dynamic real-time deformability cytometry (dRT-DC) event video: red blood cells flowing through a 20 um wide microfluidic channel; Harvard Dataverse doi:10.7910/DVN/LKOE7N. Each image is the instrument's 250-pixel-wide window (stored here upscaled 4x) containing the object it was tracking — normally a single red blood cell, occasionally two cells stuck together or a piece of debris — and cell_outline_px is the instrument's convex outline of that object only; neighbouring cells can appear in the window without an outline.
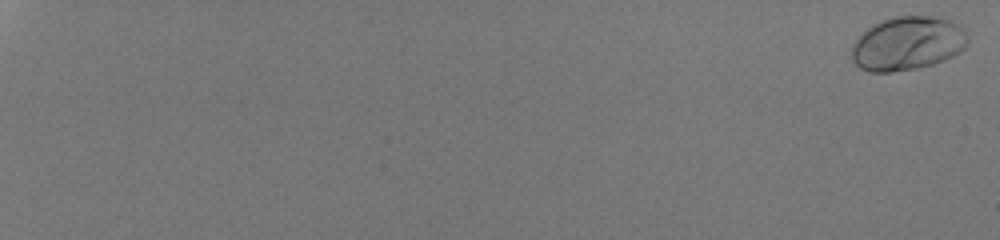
{"species": "human", "species_latin": "Homo sapiens", "temperature_condition": "room temperature", "stored_images_in_passage": 55, "camera_frame_rate_fps": 3000, "um_per_image_px": 0.085, "donor": {"sex": "male"}, "frame": {"image": 1, "passage_image": 1, "time_ms": 0.0, "image_size_px": [1000, 240], "cell_outline_px": [[968, 44], [960, 52], [944, 60], [932, 64], [916, 68], [892, 72], [868, 72], [860, 68], [852, 60], [852, 44], [872, 24], [880, 20], [892, 16], [932, 16], [948, 20], [956, 24], [964, 32], [968, 40]], "centroid_in_image_um": [77.11, 3.7], "position_along_channel_um": 7.9, "area_um2": 36.24}}
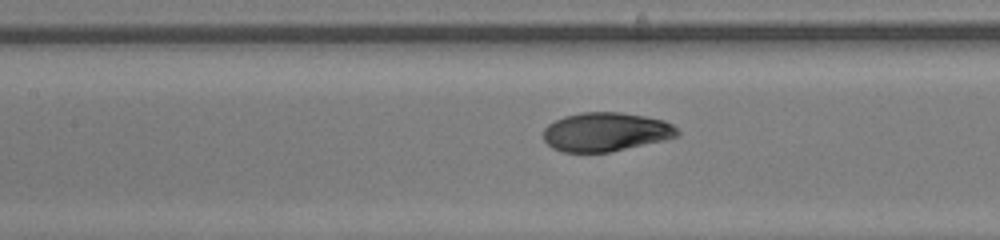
{"frame": {"image": 2, "passage_image": 32, "time_ms": 10.333, "image_size_px": [1000, 240], "cell_outline_px": [[680, 136], [664, 140], [612, 152], [564, 152], [552, 148], [544, 140], [544, 128], [548, 124], [564, 116], [580, 112], [620, 112], [644, 116], [664, 120], [672, 124], [680, 132]], "centroid_in_image_um": [51.51, 11.21], "position_along_channel_um": 155.9, "area_um2": 30.52}}
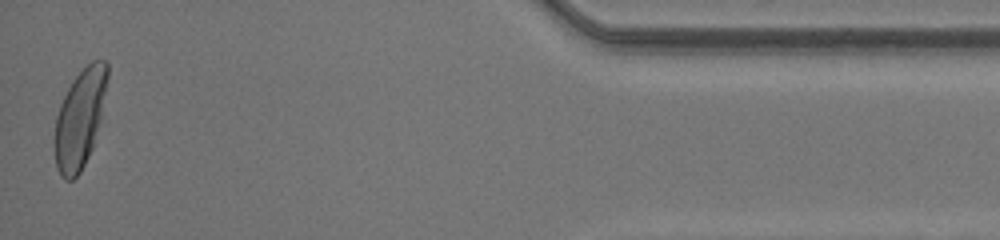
{"frame": {"image": 3, "passage_image": 55, "time_ms": 18.0, "image_size_px": [1000, 240], "cell_outline_px": [[108, 76], [100, 120], [92, 148], [80, 172], [72, 180], [64, 180], [60, 176], [56, 168], [56, 116], [60, 104], [72, 80], [92, 60], [104, 60], [108, 64]], "centroid_in_image_um": [6.8, 10.07], "position_along_channel_um": 428.4, "area_um2": 29.71}, "authors_computed_cell_mechanics": {"area_um2": 31.5588, "velocity_mm_per_s": 4.2414, "shape_relaxation_time_tau1_ms": 2.8312, "shape_relaxation_time_tau2_ms": null, "deformation_change_tau1": 0.1657, "deformation_change_tau2": null}}